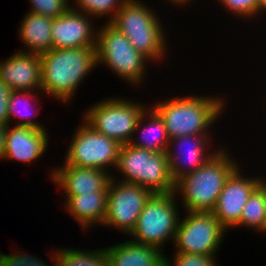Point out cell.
<instances>
[{"instance_id":"cell-1","label":"cell","mask_w":266,"mask_h":266,"mask_svg":"<svg viewBox=\"0 0 266 266\" xmlns=\"http://www.w3.org/2000/svg\"><path fill=\"white\" fill-rule=\"evenodd\" d=\"M40 58L42 92L64 104L73 100L82 80L97 67L96 47L52 48Z\"/></svg>"},{"instance_id":"cell-2","label":"cell","mask_w":266,"mask_h":266,"mask_svg":"<svg viewBox=\"0 0 266 266\" xmlns=\"http://www.w3.org/2000/svg\"><path fill=\"white\" fill-rule=\"evenodd\" d=\"M228 152V149L219 148L201 167L175 182L174 192L182 197L186 211L212 212L225 181L239 166Z\"/></svg>"},{"instance_id":"cell-3","label":"cell","mask_w":266,"mask_h":266,"mask_svg":"<svg viewBox=\"0 0 266 266\" xmlns=\"http://www.w3.org/2000/svg\"><path fill=\"white\" fill-rule=\"evenodd\" d=\"M224 97L183 96L159 101L152 108L165 123L169 139L187 135L209 134L224 112ZM208 130V131H207Z\"/></svg>"},{"instance_id":"cell-4","label":"cell","mask_w":266,"mask_h":266,"mask_svg":"<svg viewBox=\"0 0 266 266\" xmlns=\"http://www.w3.org/2000/svg\"><path fill=\"white\" fill-rule=\"evenodd\" d=\"M155 14L144 2L128 0L109 22L151 62L163 60L168 52L163 24Z\"/></svg>"},{"instance_id":"cell-5","label":"cell","mask_w":266,"mask_h":266,"mask_svg":"<svg viewBox=\"0 0 266 266\" xmlns=\"http://www.w3.org/2000/svg\"><path fill=\"white\" fill-rule=\"evenodd\" d=\"M116 169L123 174L120 179L123 182L141 185L152 193L174 192L175 182L170 176L166 152L122 145Z\"/></svg>"},{"instance_id":"cell-6","label":"cell","mask_w":266,"mask_h":266,"mask_svg":"<svg viewBox=\"0 0 266 266\" xmlns=\"http://www.w3.org/2000/svg\"><path fill=\"white\" fill-rule=\"evenodd\" d=\"M104 23L97 29V66L105 64L130 85L143 83L149 59L138 52L123 33L109 22Z\"/></svg>"},{"instance_id":"cell-7","label":"cell","mask_w":266,"mask_h":266,"mask_svg":"<svg viewBox=\"0 0 266 266\" xmlns=\"http://www.w3.org/2000/svg\"><path fill=\"white\" fill-rule=\"evenodd\" d=\"M177 196L171 193H153L140 213L131 241L155 246L161 251L170 239L174 242L180 215ZM166 241V242H165Z\"/></svg>"},{"instance_id":"cell-8","label":"cell","mask_w":266,"mask_h":266,"mask_svg":"<svg viewBox=\"0 0 266 266\" xmlns=\"http://www.w3.org/2000/svg\"><path fill=\"white\" fill-rule=\"evenodd\" d=\"M147 108L145 104L126 98H109L94 104L82 116L94 131L125 145L133 138L138 121Z\"/></svg>"},{"instance_id":"cell-9","label":"cell","mask_w":266,"mask_h":266,"mask_svg":"<svg viewBox=\"0 0 266 266\" xmlns=\"http://www.w3.org/2000/svg\"><path fill=\"white\" fill-rule=\"evenodd\" d=\"M78 125L64 158L65 165L102 169L116 167L121 144L104 134L94 131L83 120Z\"/></svg>"},{"instance_id":"cell-10","label":"cell","mask_w":266,"mask_h":266,"mask_svg":"<svg viewBox=\"0 0 266 266\" xmlns=\"http://www.w3.org/2000/svg\"><path fill=\"white\" fill-rule=\"evenodd\" d=\"M176 229L175 252L189 254L216 255L226 230L212 212H185Z\"/></svg>"},{"instance_id":"cell-11","label":"cell","mask_w":266,"mask_h":266,"mask_svg":"<svg viewBox=\"0 0 266 266\" xmlns=\"http://www.w3.org/2000/svg\"><path fill=\"white\" fill-rule=\"evenodd\" d=\"M115 179V180H114ZM153 193L141 185L120 181L111 175L108 187L106 214L102 226L129 234L135 229L138 217Z\"/></svg>"},{"instance_id":"cell-12","label":"cell","mask_w":266,"mask_h":266,"mask_svg":"<svg viewBox=\"0 0 266 266\" xmlns=\"http://www.w3.org/2000/svg\"><path fill=\"white\" fill-rule=\"evenodd\" d=\"M240 166L239 164L225 181L212 210L215 218L226 231L228 228L230 230L238 226L245 203L260 186L263 178V176H256V178L243 176Z\"/></svg>"},{"instance_id":"cell-13","label":"cell","mask_w":266,"mask_h":266,"mask_svg":"<svg viewBox=\"0 0 266 266\" xmlns=\"http://www.w3.org/2000/svg\"><path fill=\"white\" fill-rule=\"evenodd\" d=\"M210 136V134L187 135L169 140L166 155L170 176L174 182L201 167L217 153L219 149L211 151Z\"/></svg>"},{"instance_id":"cell-14","label":"cell","mask_w":266,"mask_h":266,"mask_svg":"<svg viewBox=\"0 0 266 266\" xmlns=\"http://www.w3.org/2000/svg\"><path fill=\"white\" fill-rule=\"evenodd\" d=\"M91 20V16L72 7L59 17L53 18L51 30L53 48L96 47L97 30Z\"/></svg>"},{"instance_id":"cell-15","label":"cell","mask_w":266,"mask_h":266,"mask_svg":"<svg viewBox=\"0 0 266 266\" xmlns=\"http://www.w3.org/2000/svg\"><path fill=\"white\" fill-rule=\"evenodd\" d=\"M0 80L12 91L41 92L40 55L19 50L5 61H0Z\"/></svg>"},{"instance_id":"cell-16","label":"cell","mask_w":266,"mask_h":266,"mask_svg":"<svg viewBox=\"0 0 266 266\" xmlns=\"http://www.w3.org/2000/svg\"><path fill=\"white\" fill-rule=\"evenodd\" d=\"M47 129H36L28 126H7L5 140V160L31 163L47 151Z\"/></svg>"},{"instance_id":"cell-17","label":"cell","mask_w":266,"mask_h":266,"mask_svg":"<svg viewBox=\"0 0 266 266\" xmlns=\"http://www.w3.org/2000/svg\"><path fill=\"white\" fill-rule=\"evenodd\" d=\"M51 171L50 180L64 189L65 196L96 193L111 179V174L102 169L63 164Z\"/></svg>"},{"instance_id":"cell-18","label":"cell","mask_w":266,"mask_h":266,"mask_svg":"<svg viewBox=\"0 0 266 266\" xmlns=\"http://www.w3.org/2000/svg\"><path fill=\"white\" fill-rule=\"evenodd\" d=\"M108 266H165V254L155 246L126 240L105 248Z\"/></svg>"},{"instance_id":"cell-19","label":"cell","mask_w":266,"mask_h":266,"mask_svg":"<svg viewBox=\"0 0 266 266\" xmlns=\"http://www.w3.org/2000/svg\"><path fill=\"white\" fill-rule=\"evenodd\" d=\"M109 182L99 191L92 194L65 196V209L79 222L83 230L91 225L103 224L106 214V204Z\"/></svg>"},{"instance_id":"cell-20","label":"cell","mask_w":266,"mask_h":266,"mask_svg":"<svg viewBox=\"0 0 266 266\" xmlns=\"http://www.w3.org/2000/svg\"><path fill=\"white\" fill-rule=\"evenodd\" d=\"M20 22L19 37L28 51L22 52L35 53L41 55L53 48L52 43V23L53 18L27 12Z\"/></svg>"},{"instance_id":"cell-21","label":"cell","mask_w":266,"mask_h":266,"mask_svg":"<svg viewBox=\"0 0 266 266\" xmlns=\"http://www.w3.org/2000/svg\"><path fill=\"white\" fill-rule=\"evenodd\" d=\"M146 123V124H145ZM140 131V137L137 141L136 136L131 139L129 142L130 145H133L138 148H144L153 152H166L169 143V137L165 123L160 115L152 108H147L138 124L135 128L134 134ZM142 137V139H141Z\"/></svg>"},{"instance_id":"cell-22","label":"cell","mask_w":266,"mask_h":266,"mask_svg":"<svg viewBox=\"0 0 266 266\" xmlns=\"http://www.w3.org/2000/svg\"><path fill=\"white\" fill-rule=\"evenodd\" d=\"M265 179L262 178L260 186L251 194L245 203L240 222L237 227H248L257 232L266 234V212H265Z\"/></svg>"},{"instance_id":"cell-23","label":"cell","mask_w":266,"mask_h":266,"mask_svg":"<svg viewBox=\"0 0 266 266\" xmlns=\"http://www.w3.org/2000/svg\"><path fill=\"white\" fill-rule=\"evenodd\" d=\"M56 266H108L105 248L97 250L56 249Z\"/></svg>"},{"instance_id":"cell-24","label":"cell","mask_w":266,"mask_h":266,"mask_svg":"<svg viewBox=\"0 0 266 266\" xmlns=\"http://www.w3.org/2000/svg\"><path fill=\"white\" fill-rule=\"evenodd\" d=\"M34 93L36 94L35 91H23V90L22 91L21 90H13L11 92L10 97H9V103H8V124H10V122H12L13 117L14 118L20 117L22 120H24V119L25 120L28 119V120L22 121V120L18 119L15 123V126H28V127H32V128H36V129H45L44 128L45 126H42L38 121L36 122V121L31 119V117L33 119L36 117L33 116L34 113L31 111L32 109H30V108H32L31 107L32 103L29 99H32L35 102L39 103V100L36 99V95ZM21 105L23 107H25L24 108L25 110L27 109L25 111L26 113L22 112V110H20Z\"/></svg>"},{"instance_id":"cell-25","label":"cell","mask_w":266,"mask_h":266,"mask_svg":"<svg viewBox=\"0 0 266 266\" xmlns=\"http://www.w3.org/2000/svg\"><path fill=\"white\" fill-rule=\"evenodd\" d=\"M127 1L128 0H76V2H74L75 5L71 6L77 11L84 12L89 16L91 15V17L103 18L104 15L105 17L109 16L107 22H110L114 18L116 12Z\"/></svg>"},{"instance_id":"cell-26","label":"cell","mask_w":266,"mask_h":266,"mask_svg":"<svg viewBox=\"0 0 266 266\" xmlns=\"http://www.w3.org/2000/svg\"><path fill=\"white\" fill-rule=\"evenodd\" d=\"M31 9L28 12L56 18L66 12L71 4L69 0H29Z\"/></svg>"},{"instance_id":"cell-27","label":"cell","mask_w":266,"mask_h":266,"mask_svg":"<svg viewBox=\"0 0 266 266\" xmlns=\"http://www.w3.org/2000/svg\"><path fill=\"white\" fill-rule=\"evenodd\" d=\"M172 260L165 255V266H217V255L189 254L175 252ZM172 261V262H171Z\"/></svg>"},{"instance_id":"cell-28","label":"cell","mask_w":266,"mask_h":266,"mask_svg":"<svg viewBox=\"0 0 266 266\" xmlns=\"http://www.w3.org/2000/svg\"><path fill=\"white\" fill-rule=\"evenodd\" d=\"M230 13L242 19H251L259 15V0H217Z\"/></svg>"},{"instance_id":"cell-29","label":"cell","mask_w":266,"mask_h":266,"mask_svg":"<svg viewBox=\"0 0 266 266\" xmlns=\"http://www.w3.org/2000/svg\"><path fill=\"white\" fill-rule=\"evenodd\" d=\"M22 251H17L13 254H2L0 256V266H56V249L55 251L52 250L53 254L51 260H53V265H48L43 260L36 258V256L28 255L26 253H21Z\"/></svg>"},{"instance_id":"cell-30","label":"cell","mask_w":266,"mask_h":266,"mask_svg":"<svg viewBox=\"0 0 266 266\" xmlns=\"http://www.w3.org/2000/svg\"><path fill=\"white\" fill-rule=\"evenodd\" d=\"M12 90L0 80V123L8 125V103Z\"/></svg>"},{"instance_id":"cell-31","label":"cell","mask_w":266,"mask_h":266,"mask_svg":"<svg viewBox=\"0 0 266 266\" xmlns=\"http://www.w3.org/2000/svg\"><path fill=\"white\" fill-rule=\"evenodd\" d=\"M7 124L0 123V159L5 157V140L7 133Z\"/></svg>"},{"instance_id":"cell-32","label":"cell","mask_w":266,"mask_h":266,"mask_svg":"<svg viewBox=\"0 0 266 266\" xmlns=\"http://www.w3.org/2000/svg\"><path fill=\"white\" fill-rule=\"evenodd\" d=\"M266 11V0H259V15Z\"/></svg>"},{"instance_id":"cell-33","label":"cell","mask_w":266,"mask_h":266,"mask_svg":"<svg viewBox=\"0 0 266 266\" xmlns=\"http://www.w3.org/2000/svg\"><path fill=\"white\" fill-rule=\"evenodd\" d=\"M188 2H192V0H176V5L178 6V5H182V6H184V5H188L189 3Z\"/></svg>"},{"instance_id":"cell-34","label":"cell","mask_w":266,"mask_h":266,"mask_svg":"<svg viewBox=\"0 0 266 266\" xmlns=\"http://www.w3.org/2000/svg\"><path fill=\"white\" fill-rule=\"evenodd\" d=\"M167 1L172 3V4H174V5H176V0H167Z\"/></svg>"},{"instance_id":"cell-35","label":"cell","mask_w":266,"mask_h":266,"mask_svg":"<svg viewBox=\"0 0 266 266\" xmlns=\"http://www.w3.org/2000/svg\"><path fill=\"white\" fill-rule=\"evenodd\" d=\"M265 201H266V179H265ZM265 212H266V206H265Z\"/></svg>"}]
</instances>
